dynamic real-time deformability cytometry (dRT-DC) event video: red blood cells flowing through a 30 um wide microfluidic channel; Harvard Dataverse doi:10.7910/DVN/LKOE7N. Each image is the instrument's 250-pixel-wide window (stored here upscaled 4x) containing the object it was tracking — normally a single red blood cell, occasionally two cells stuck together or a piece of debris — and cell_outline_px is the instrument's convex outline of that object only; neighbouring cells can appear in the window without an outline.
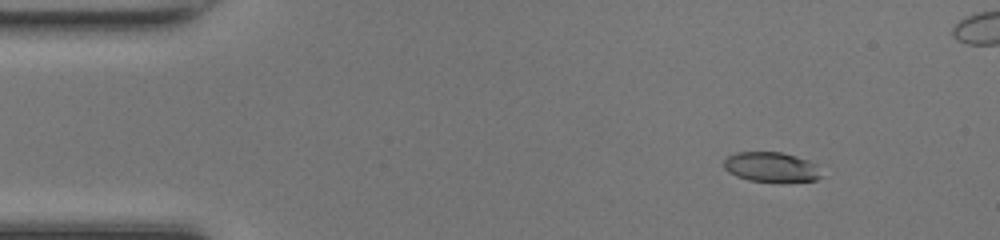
{"species": "common noctule bat (a hibernating species)", "species_latin": "Nyctalus noctula", "temperature_condition": "room temperature", "stored_images_in_passage": 49, "camera_frame_rate_fps": 3000, "um_per_image_px": 0.085, "animal": {"sex": "female", "body_mass_g": 17.0, "forearm_length_mm": 48.0}, "frame": {"image": 1, "passage_image": 5, "time_ms": 1.333, "image_size_px": [1000, 240], "cell_outline_px": [[820, 176], [816, 180], [748, 180], [736, 176], [728, 172], [724, 168], [724, 160], [728, 156], [736, 152], [780, 152], [796, 156], [808, 160], [816, 164]], "centroid_in_image_um": [65.49, 14.16], "position_along_channel_um": 19.5, "area_um2": 16.42}}
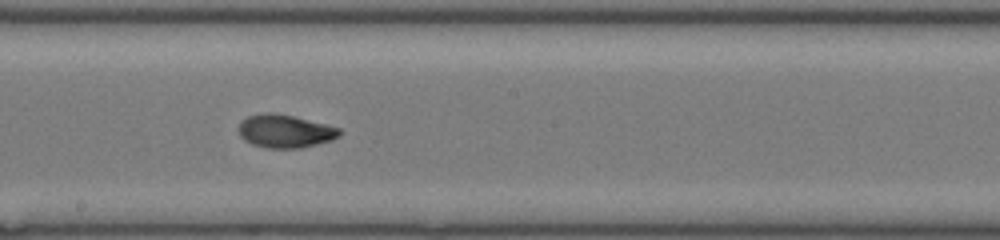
{"frame": {"image": 2, "passage_image": 26, "time_ms": 8.333, "image_size_px": [1000, 240], "cell_outline_px": [[340, 136], [332, 140], [300, 148], [264, 148], [252, 144], [244, 140], [240, 136], [240, 120], [248, 116], [264, 112], [272, 112], [292, 116], [340, 128]], "centroid_in_image_um": [24.2, 11.15], "position_along_channel_um": 224.0, "area_um2": 19.36}}
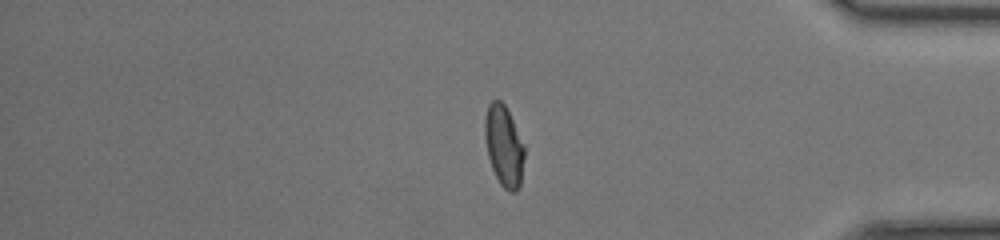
{"frame": {"image": 3, "passage_image": 40, "time_ms": 13.0, "image_size_px": [1000, 240], "cell_outline_px": [[524, 156], [520, 188], [516, 192], [508, 192], [500, 184], [492, 168], [488, 156], [484, 136], [484, 120], [488, 104], [492, 100], [500, 100], [504, 104], [512, 120], [524, 148]], "centroid_in_image_um": [42.81, 12.43], "position_along_channel_um": 392.4, "area_um2": 18.5}, "authors_computed_cell_mechanics": {"area_um2": 18.7272, "velocity_mm_per_s": 4.2263, "shape_relaxation_time_tau1_ms": 6.4261, "shape_relaxation_time_tau2_ms": 1.5369, "deformation_change_tau1": 0.2114, "deformation_change_tau2": 0.0588}}